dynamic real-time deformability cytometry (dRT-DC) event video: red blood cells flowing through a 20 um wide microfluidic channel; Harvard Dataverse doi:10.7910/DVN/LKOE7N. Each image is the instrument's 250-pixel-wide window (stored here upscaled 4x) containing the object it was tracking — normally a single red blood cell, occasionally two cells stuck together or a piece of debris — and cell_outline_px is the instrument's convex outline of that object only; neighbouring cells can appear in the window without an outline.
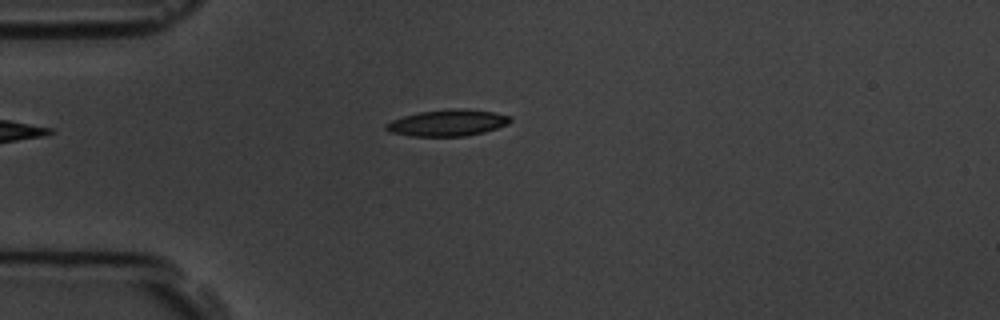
{"species": "common noctule bat (a hibernating species)", "species_latin": "Nyctalus noctula", "temperature_condition": "room temperature", "stored_images_in_passage": 5, "camera_frame_rate_fps": 3000, "um_per_image_px": 0.085, "animal": {"sex": "male", "body_mass_g": 19.5, "forearm_length_mm": 54.6}, "frame": {"image": 1, "passage_image": 2, "time_ms": 1.333, "image_size_px": [1000, 320], "cell_outline_px": [[512, 120], [508, 124], [484, 132], [464, 136], [412, 136], [392, 132], [384, 128], [384, 124], [392, 120], [404, 116], [420, 112], [456, 108], [464, 108], [492, 112], [512, 116]], "centroid_in_image_um": [38.07, 10.44], "position_along_channel_um": 46.9, "area_um2": 19.02}}
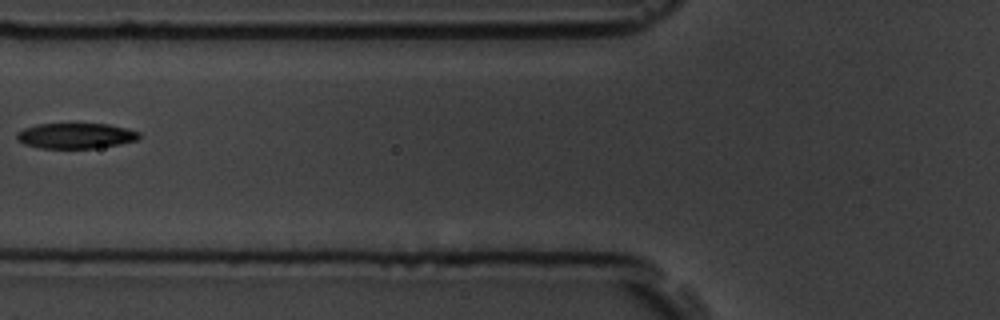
{"frame": {"image": 2, "passage_image": 4, "time_ms": 3.667, "image_size_px": [1000, 320], "cell_outline_px": [[140, 136], [136, 140], [120, 144], [92, 148], [40, 148], [24, 144], [16, 140], [16, 132], [24, 128], [36, 124], [108, 124], [140, 132]], "centroid_in_image_um": [6.38, 11.54], "position_along_channel_um": 119.4, "area_um2": 18.09}}
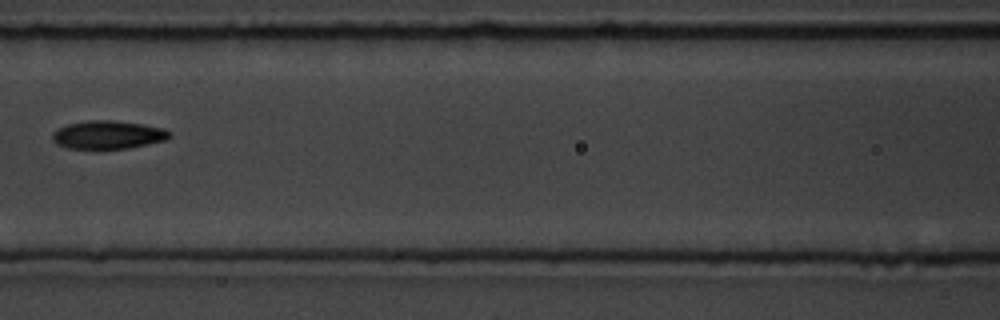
{"frame": {"image": 3, "passage_image": 5, "time_ms": 4.667, "image_size_px": [1000, 320], "cell_outline_px": [[172, 136], [168, 140], [128, 148], [68, 148], [56, 144], [52, 140], [52, 136], [56, 128], [68, 124], [88, 120], [112, 120], [144, 124], [164, 128], [172, 132]], "centroid_in_image_um": [9.22, 11.45], "position_along_channel_um": 157.4, "area_um2": 19.42}}